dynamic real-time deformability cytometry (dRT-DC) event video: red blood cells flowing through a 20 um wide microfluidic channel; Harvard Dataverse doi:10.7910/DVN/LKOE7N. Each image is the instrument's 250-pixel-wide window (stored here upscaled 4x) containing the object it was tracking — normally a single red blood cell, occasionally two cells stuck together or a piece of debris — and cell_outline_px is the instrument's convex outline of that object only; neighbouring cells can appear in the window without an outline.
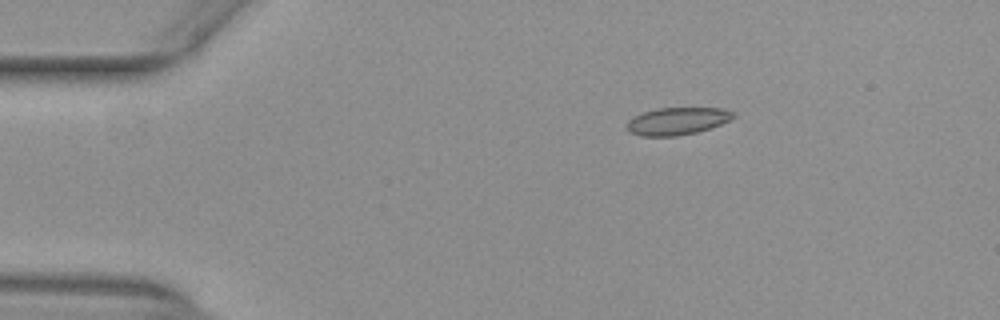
{"species": "common noctule bat (a hibernating species)", "species_latin": "Nyctalus noctula", "temperature_condition": "warm", "stored_images_in_passage": 44, "camera_frame_rate_fps": 3000, "um_per_image_px": 0.085, "animal": {"sex": "female", "body_mass_g": 29.2, "forearm_length_mm": 56.3}, "frame": {"image": 1, "passage_image": 1, "time_ms": 0.0, "image_size_px": [1000, 320], "cell_outline_px": [[736, 116], [720, 124], [696, 132], [676, 136], [640, 136], [628, 132], [624, 124], [628, 120], [644, 112], [656, 108], [724, 108], [736, 112]], "centroid_in_image_um": [57.54, 10.29], "position_along_channel_um": 27.5, "area_um2": 17.05}}
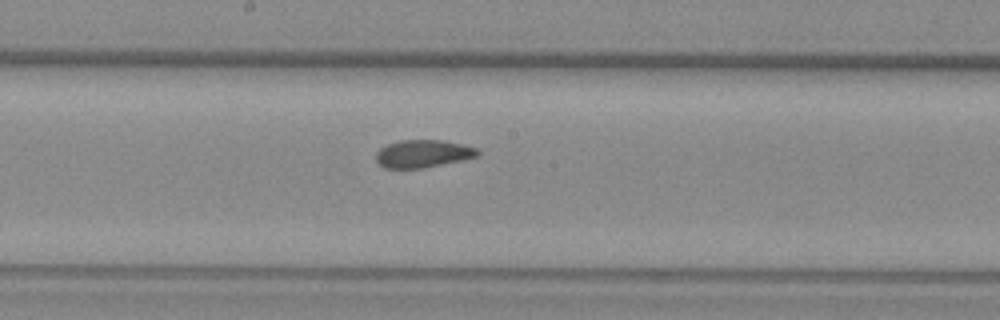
{"frame": {"image": 2, "passage_image": 20, "time_ms": 6.333, "image_size_px": [1000, 320], "cell_outline_px": [[480, 152], [476, 156], [460, 160], [420, 168], [384, 168], [376, 160], [376, 152], [380, 148], [388, 144], [400, 140], [440, 140], [460, 144], [476, 148]], "centroid_in_image_um": [35.9, 13.06], "position_along_channel_um": 212.3, "area_um2": 16.01}}
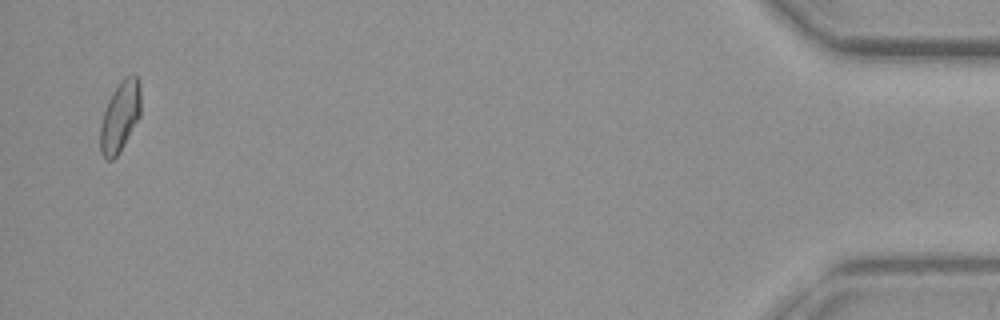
{"frame": {"image": 3, "passage_image": 43, "time_ms": 14.0, "image_size_px": [1000, 320], "cell_outline_px": [[140, 116], [120, 152], [112, 160], [104, 160], [100, 152], [100, 124], [108, 100], [112, 92], [124, 76], [132, 72], [140, 80]], "centroid_in_image_um": [10.2, 9.89], "position_along_channel_um": 425.0, "area_um2": 16.94}, "authors_computed_cell_mechanics": {"area_um2": 16.7042, "velocity_mm_per_s": 3.9608, "shape_relaxation_time_tau1_ms": null, "shape_relaxation_time_tau2_ms": 2.3147, "deformation_change_tau1": null, "deformation_change_tau2": 0.0607}}